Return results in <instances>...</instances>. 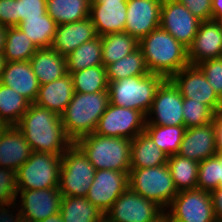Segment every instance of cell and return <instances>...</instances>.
<instances>
[{
  "label": "cell",
  "mask_w": 222,
  "mask_h": 222,
  "mask_svg": "<svg viewBox=\"0 0 222 222\" xmlns=\"http://www.w3.org/2000/svg\"><path fill=\"white\" fill-rule=\"evenodd\" d=\"M40 85L50 83L66 75V57L51 48L38 49L29 60Z\"/></svg>",
  "instance_id": "d4e9b609"
},
{
  "label": "cell",
  "mask_w": 222,
  "mask_h": 222,
  "mask_svg": "<svg viewBox=\"0 0 222 222\" xmlns=\"http://www.w3.org/2000/svg\"><path fill=\"white\" fill-rule=\"evenodd\" d=\"M220 22V25L222 27V18L218 20Z\"/></svg>",
  "instance_id": "91938a15"
},
{
  "label": "cell",
  "mask_w": 222,
  "mask_h": 222,
  "mask_svg": "<svg viewBox=\"0 0 222 222\" xmlns=\"http://www.w3.org/2000/svg\"><path fill=\"white\" fill-rule=\"evenodd\" d=\"M102 64L104 67L129 55L138 48L139 42L127 32L109 33L101 36Z\"/></svg>",
  "instance_id": "f546056e"
},
{
  "label": "cell",
  "mask_w": 222,
  "mask_h": 222,
  "mask_svg": "<svg viewBox=\"0 0 222 222\" xmlns=\"http://www.w3.org/2000/svg\"><path fill=\"white\" fill-rule=\"evenodd\" d=\"M110 103L109 92L78 93L72 97L61 115L66 135L73 143L95 132L99 119Z\"/></svg>",
  "instance_id": "3957f363"
},
{
  "label": "cell",
  "mask_w": 222,
  "mask_h": 222,
  "mask_svg": "<svg viewBox=\"0 0 222 222\" xmlns=\"http://www.w3.org/2000/svg\"><path fill=\"white\" fill-rule=\"evenodd\" d=\"M17 222H34V221L31 220L30 218H26V217L20 215Z\"/></svg>",
  "instance_id": "9f6ffc18"
},
{
  "label": "cell",
  "mask_w": 222,
  "mask_h": 222,
  "mask_svg": "<svg viewBox=\"0 0 222 222\" xmlns=\"http://www.w3.org/2000/svg\"><path fill=\"white\" fill-rule=\"evenodd\" d=\"M108 81H117L122 78L142 76L150 73L147 69L142 50L138 47L129 55L107 65Z\"/></svg>",
  "instance_id": "d590c367"
},
{
  "label": "cell",
  "mask_w": 222,
  "mask_h": 222,
  "mask_svg": "<svg viewBox=\"0 0 222 222\" xmlns=\"http://www.w3.org/2000/svg\"><path fill=\"white\" fill-rule=\"evenodd\" d=\"M145 125L146 115L141 111L109 103L94 133L132 140L144 132Z\"/></svg>",
  "instance_id": "30bf717a"
},
{
  "label": "cell",
  "mask_w": 222,
  "mask_h": 222,
  "mask_svg": "<svg viewBox=\"0 0 222 222\" xmlns=\"http://www.w3.org/2000/svg\"><path fill=\"white\" fill-rule=\"evenodd\" d=\"M200 21L212 19V0H177Z\"/></svg>",
  "instance_id": "7bdbcfd3"
},
{
  "label": "cell",
  "mask_w": 222,
  "mask_h": 222,
  "mask_svg": "<svg viewBox=\"0 0 222 222\" xmlns=\"http://www.w3.org/2000/svg\"><path fill=\"white\" fill-rule=\"evenodd\" d=\"M163 0H128L125 30L138 42L160 26Z\"/></svg>",
  "instance_id": "e0dca14e"
},
{
  "label": "cell",
  "mask_w": 222,
  "mask_h": 222,
  "mask_svg": "<svg viewBox=\"0 0 222 222\" xmlns=\"http://www.w3.org/2000/svg\"><path fill=\"white\" fill-rule=\"evenodd\" d=\"M197 66L201 69L217 96L222 100V57L205 60Z\"/></svg>",
  "instance_id": "ab89813d"
},
{
  "label": "cell",
  "mask_w": 222,
  "mask_h": 222,
  "mask_svg": "<svg viewBox=\"0 0 222 222\" xmlns=\"http://www.w3.org/2000/svg\"><path fill=\"white\" fill-rule=\"evenodd\" d=\"M170 80L178 88L183 98H190L208 105L216 114L222 111V100L197 65L185 66Z\"/></svg>",
  "instance_id": "4fadbf2b"
},
{
  "label": "cell",
  "mask_w": 222,
  "mask_h": 222,
  "mask_svg": "<svg viewBox=\"0 0 222 222\" xmlns=\"http://www.w3.org/2000/svg\"><path fill=\"white\" fill-rule=\"evenodd\" d=\"M5 126L3 124H0V133L2 131V129L4 128Z\"/></svg>",
  "instance_id": "680465c9"
},
{
  "label": "cell",
  "mask_w": 222,
  "mask_h": 222,
  "mask_svg": "<svg viewBox=\"0 0 222 222\" xmlns=\"http://www.w3.org/2000/svg\"><path fill=\"white\" fill-rule=\"evenodd\" d=\"M17 193L16 171L0 167V204L16 201Z\"/></svg>",
  "instance_id": "60d3db41"
},
{
  "label": "cell",
  "mask_w": 222,
  "mask_h": 222,
  "mask_svg": "<svg viewBox=\"0 0 222 222\" xmlns=\"http://www.w3.org/2000/svg\"><path fill=\"white\" fill-rule=\"evenodd\" d=\"M0 24L17 27V0H0Z\"/></svg>",
  "instance_id": "ee69618b"
},
{
  "label": "cell",
  "mask_w": 222,
  "mask_h": 222,
  "mask_svg": "<svg viewBox=\"0 0 222 222\" xmlns=\"http://www.w3.org/2000/svg\"><path fill=\"white\" fill-rule=\"evenodd\" d=\"M165 211L170 222H217L210 192L199 188L179 191Z\"/></svg>",
  "instance_id": "9c48e42d"
},
{
  "label": "cell",
  "mask_w": 222,
  "mask_h": 222,
  "mask_svg": "<svg viewBox=\"0 0 222 222\" xmlns=\"http://www.w3.org/2000/svg\"><path fill=\"white\" fill-rule=\"evenodd\" d=\"M40 222H64L60 213L51 215Z\"/></svg>",
  "instance_id": "f907efd6"
},
{
  "label": "cell",
  "mask_w": 222,
  "mask_h": 222,
  "mask_svg": "<svg viewBox=\"0 0 222 222\" xmlns=\"http://www.w3.org/2000/svg\"><path fill=\"white\" fill-rule=\"evenodd\" d=\"M220 187V159L217 155L199 162L197 188L211 192Z\"/></svg>",
  "instance_id": "f35d334b"
},
{
  "label": "cell",
  "mask_w": 222,
  "mask_h": 222,
  "mask_svg": "<svg viewBox=\"0 0 222 222\" xmlns=\"http://www.w3.org/2000/svg\"><path fill=\"white\" fill-rule=\"evenodd\" d=\"M16 127L32 151L63 154L73 144L66 135L61 116L35 103H30Z\"/></svg>",
  "instance_id": "6da1fadb"
},
{
  "label": "cell",
  "mask_w": 222,
  "mask_h": 222,
  "mask_svg": "<svg viewBox=\"0 0 222 222\" xmlns=\"http://www.w3.org/2000/svg\"><path fill=\"white\" fill-rule=\"evenodd\" d=\"M147 69L170 79L189 65L188 48L160 26L139 41Z\"/></svg>",
  "instance_id": "7a4b0ae2"
},
{
  "label": "cell",
  "mask_w": 222,
  "mask_h": 222,
  "mask_svg": "<svg viewBox=\"0 0 222 222\" xmlns=\"http://www.w3.org/2000/svg\"><path fill=\"white\" fill-rule=\"evenodd\" d=\"M32 149L16 126H5L0 133V167L17 171L29 158Z\"/></svg>",
  "instance_id": "ffe728a7"
},
{
  "label": "cell",
  "mask_w": 222,
  "mask_h": 222,
  "mask_svg": "<svg viewBox=\"0 0 222 222\" xmlns=\"http://www.w3.org/2000/svg\"><path fill=\"white\" fill-rule=\"evenodd\" d=\"M146 124L184 125L183 97L170 79H165L158 87L152 106L146 115Z\"/></svg>",
  "instance_id": "7c38bea8"
},
{
  "label": "cell",
  "mask_w": 222,
  "mask_h": 222,
  "mask_svg": "<svg viewBox=\"0 0 222 222\" xmlns=\"http://www.w3.org/2000/svg\"><path fill=\"white\" fill-rule=\"evenodd\" d=\"M128 0H91L90 3H102V2H127Z\"/></svg>",
  "instance_id": "db71d44e"
},
{
  "label": "cell",
  "mask_w": 222,
  "mask_h": 222,
  "mask_svg": "<svg viewBox=\"0 0 222 222\" xmlns=\"http://www.w3.org/2000/svg\"><path fill=\"white\" fill-rule=\"evenodd\" d=\"M129 187V172L96 170L86 199L104 215Z\"/></svg>",
  "instance_id": "5bb4252c"
},
{
  "label": "cell",
  "mask_w": 222,
  "mask_h": 222,
  "mask_svg": "<svg viewBox=\"0 0 222 222\" xmlns=\"http://www.w3.org/2000/svg\"><path fill=\"white\" fill-rule=\"evenodd\" d=\"M98 222H109L108 219L104 216Z\"/></svg>",
  "instance_id": "6f0895ef"
},
{
  "label": "cell",
  "mask_w": 222,
  "mask_h": 222,
  "mask_svg": "<svg viewBox=\"0 0 222 222\" xmlns=\"http://www.w3.org/2000/svg\"><path fill=\"white\" fill-rule=\"evenodd\" d=\"M132 140L102 136L96 133L77 139L74 144L83 152L96 170L130 172Z\"/></svg>",
  "instance_id": "277c9868"
},
{
  "label": "cell",
  "mask_w": 222,
  "mask_h": 222,
  "mask_svg": "<svg viewBox=\"0 0 222 222\" xmlns=\"http://www.w3.org/2000/svg\"><path fill=\"white\" fill-rule=\"evenodd\" d=\"M20 215L17 201L0 204V222H17Z\"/></svg>",
  "instance_id": "f6af8a7d"
},
{
  "label": "cell",
  "mask_w": 222,
  "mask_h": 222,
  "mask_svg": "<svg viewBox=\"0 0 222 222\" xmlns=\"http://www.w3.org/2000/svg\"><path fill=\"white\" fill-rule=\"evenodd\" d=\"M216 138L218 150H222V111L216 114L215 119Z\"/></svg>",
  "instance_id": "7dc6e473"
},
{
  "label": "cell",
  "mask_w": 222,
  "mask_h": 222,
  "mask_svg": "<svg viewBox=\"0 0 222 222\" xmlns=\"http://www.w3.org/2000/svg\"><path fill=\"white\" fill-rule=\"evenodd\" d=\"M165 210L128 187L104 215L109 222H151Z\"/></svg>",
  "instance_id": "8fae6325"
},
{
  "label": "cell",
  "mask_w": 222,
  "mask_h": 222,
  "mask_svg": "<svg viewBox=\"0 0 222 222\" xmlns=\"http://www.w3.org/2000/svg\"><path fill=\"white\" fill-rule=\"evenodd\" d=\"M96 169L73 143L61 156L59 189L62 196L86 197Z\"/></svg>",
  "instance_id": "ba28073f"
},
{
  "label": "cell",
  "mask_w": 222,
  "mask_h": 222,
  "mask_svg": "<svg viewBox=\"0 0 222 222\" xmlns=\"http://www.w3.org/2000/svg\"><path fill=\"white\" fill-rule=\"evenodd\" d=\"M61 156L32 151L30 158L16 171L18 190L59 187Z\"/></svg>",
  "instance_id": "52a82bcc"
},
{
  "label": "cell",
  "mask_w": 222,
  "mask_h": 222,
  "mask_svg": "<svg viewBox=\"0 0 222 222\" xmlns=\"http://www.w3.org/2000/svg\"><path fill=\"white\" fill-rule=\"evenodd\" d=\"M47 14V0H17V25L25 18Z\"/></svg>",
  "instance_id": "b9f144b4"
},
{
  "label": "cell",
  "mask_w": 222,
  "mask_h": 222,
  "mask_svg": "<svg viewBox=\"0 0 222 222\" xmlns=\"http://www.w3.org/2000/svg\"><path fill=\"white\" fill-rule=\"evenodd\" d=\"M185 131L186 127L184 125L160 126L146 124L144 129V132L168 157L178 153Z\"/></svg>",
  "instance_id": "836d02e7"
},
{
  "label": "cell",
  "mask_w": 222,
  "mask_h": 222,
  "mask_svg": "<svg viewBox=\"0 0 222 222\" xmlns=\"http://www.w3.org/2000/svg\"><path fill=\"white\" fill-rule=\"evenodd\" d=\"M0 83L11 87L30 103L36 101L40 84L29 61L5 62Z\"/></svg>",
  "instance_id": "7402d4cb"
},
{
  "label": "cell",
  "mask_w": 222,
  "mask_h": 222,
  "mask_svg": "<svg viewBox=\"0 0 222 222\" xmlns=\"http://www.w3.org/2000/svg\"><path fill=\"white\" fill-rule=\"evenodd\" d=\"M37 50V46L18 27H7L3 52L5 62L29 61Z\"/></svg>",
  "instance_id": "e575fe53"
},
{
  "label": "cell",
  "mask_w": 222,
  "mask_h": 222,
  "mask_svg": "<svg viewBox=\"0 0 222 222\" xmlns=\"http://www.w3.org/2000/svg\"><path fill=\"white\" fill-rule=\"evenodd\" d=\"M218 152L215 122L186 129L178 155L201 162Z\"/></svg>",
  "instance_id": "d6986e66"
},
{
  "label": "cell",
  "mask_w": 222,
  "mask_h": 222,
  "mask_svg": "<svg viewBox=\"0 0 222 222\" xmlns=\"http://www.w3.org/2000/svg\"><path fill=\"white\" fill-rule=\"evenodd\" d=\"M214 216L217 222H222V189L218 188L210 192Z\"/></svg>",
  "instance_id": "bcb514c9"
},
{
  "label": "cell",
  "mask_w": 222,
  "mask_h": 222,
  "mask_svg": "<svg viewBox=\"0 0 222 222\" xmlns=\"http://www.w3.org/2000/svg\"><path fill=\"white\" fill-rule=\"evenodd\" d=\"M164 80L165 78L159 74L148 73L142 76L108 81L110 103L135 109L147 115L156 91Z\"/></svg>",
  "instance_id": "5b68a950"
},
{
  "label": "cell",
  "mask_w": 222,
  "mask_h": 222,
  "mask_svg": "<svg viewBox=\"0 0 222 222\" xmlns=\"http://www.w3.org/2000/svg\"><path fill=\"white\" fill-rule=\"evenodd\" d=\"M215 116L216 113L208 105L183 98V118L186 129L213 122Z\"/></svg>",
  "instance_id": "74e56055"
},
{
  "label": "cell",
  "mask_w": 222,
  "mask_h": 222,
  "mask_svg": "<svg viewBox=\"0 0 222 222\" xmlns=\"http://www.w3.org/2000/svg\"><path fill=\"white\" fill-rule=\"evenodd\" d=\"M7 27L0 24V54L3 55L6 43Z\"/></svg>",
  "instance_id": "681fc988"
},
{
  "label": "cell",
  "mask_w": 222,
  "mask_h": 222,
  "mask_svg": "<svg viewBox=\"0 0 222 222\" xmlns=\"http://www.w3.org/2000/svg\"><path fill=\"white\" fill-rule=\"evenodd\" d=\"M66 62L68 73L82 71L92 66L103 65L101 36L77 47L66 56Z\"/></svg>",
  "instance_id": "d6a6232c"
},
{
  "label": "cell",
  "mask_w": 222,
  "mask_h": 222,
  "mask_svg": "<svg viewBox=\"0 0 222 222\" xmlns=\"http://www.w3.org/2000/svg\"><path fill=\"white\" fill-rule=\"evenodd\" d=\"M91 0H47V14L58 24L73 23L89 17Z\"/></svg>",
  "instance_id": "83f0119b"
},
{
  "label": "cell",
  "mask_w": 222,
  "mask_h": 222,
  "mask_svg": "<svg viewBox=\"0 0 222 222\" xmlns=\"http://www.w3.org/2000/svg\"><path fill=\"white\" fill-rule=\"evenodd\" d=\"M4 65H5V59L3 55L0 54V80H1L3 69H4Z\"/></svg>",
  "instance_id": "11a10c76"
},
{
  "label": "cell",
  "mask_w": 222,
  "mask_h": 222,
  "mask_svg": "<svg viewBox=\"0 0 222 222\" xmlns=\"http://www.w3.org/2000/svg\"><path fill=\"white\" fill-rule=\"evenodd\" d=\"M167 164L178 192L197 188L199 162L174 154Z\"/></svg>",
  "instance_id": "1f68e13d"
},
{
  "label": "cell",
  "mask_w": 222,
  "mask_h": 222,
  "mask_svg": "<svg viewBox=\"0 0 222 222\" xmlns=\"http://www.w3.org/2000/svg\"><path fill=\"white\" fill-rule=\"evenodd\" d=\"M75 92L95 93L108 91L106 68L103 65L88 67L82 71L70 73Z\"/></svg>",
  "instance_id": "8d00e7d4"
},
{
  "label": "cell",
  "mask_w": 222,
  "mask_h": 222,
  "mask_svg": "<svg viewBox=\"0 0 222 222\" xmlns=\"http://www.w3.org/2000/svg\"><path fill=\"white\" fill-rule=\"evenodd\" d=\"M61 192L59 187L38 190H18L16 201L22 216L34 222L60 212Z\"/></svg>",
  "instance_id": "2e32d148"
},
{
  "label": "cell",
  "mask_w": 222,
  "mask_h": 222,
  "mask_svg": "<svg viewBox=\"0 0 222 222\" xmlns=\"http://www.w3.org/2000/svg\"><path fill=\"white\" fill-rule=\"evenodd\" d=\"M220 159V189H222V150H218L216 154Z\"/></svg>",
  "instance_id": "f5cc1de1"
},
{
  "label": "cell",
  "mask_w": 222,
  "mask_h": 222,
  "mask_svg": "<svg viewBox=\"0 0 222 222\" xmlns=\"http://www.w3.org/2000/svg\"><path fill=\"white\" fill-rule=\"evenodd\" d=\"M200 20L177 0H163L160 27L185 47H189L197 34Z\"/></svg>",
  "instance_id": "9a60e30c"
},
{
  "label": "cell",
  "mask_w": 222,
  "mask_h": 222,
  "mask_svg": "<svg viewBox=\"0 0 222 222\" xmlns=\"http://www.w3.org/2000/svg\"><path fill=\"white\" fill-rule=\"evenodd\" d=\"M30 102L11 87L0 83V124L16 126Z\"/></svg>",
  "instance_id": "4dcf8cb0"
},
{
  "label": "cell",
  "mask_w": 222,
  "mask_h": 222,
  "mask_svg": "<svg viewBox=\"0 0 222 222\" xmlns=\"http://www.w3.org/2000/svg\"><path fill=\"white\" fill-rule=\"evenodd\" d=\"M151 222H170L169 216L166 211H164L158 218Z\"/></svg>",
  "instance_id": "816d5d0a"
},
{
  "label": "cell",
  "mask_w": 222,
  "mask_h": 222,
  "mask_svg": "<svg viewBox=\"0 0 222 222\" xmlns=\"http://www.w3.org/2000/svg\"><path fill=\"white\" fill-rule=\"evenodd\" d=\"M127 2L90 3L89 18L98 36L124 32Z\"/></svg>",
  "instance_id": "603a6c76"
},
{
  "label": "cell",
  "mask_w": 222,
  "mask_h": 222,
  "mask_svg": "<svg viewBox=\"0 0 222 222\" xmlns=\"http://www.w3.org/2000/svg\"><path fill=\"white\" fill-rule=\"evenodd\" d=\"M222 18V0H212V19L219 20Z\"/></svg>",
  "instance_id": "c3c4849f"
},
{
  "label": "cell",
  "mask_w": 222,
  "mask_h": 222,
  "mask_svg": "<svg viewBox=\"0 0 222 222\" xmlns=\"http://www.w3.org/2000/svg\"><path fill=\"white\" fill-rule=\"evenodd\" d=\"M129 187L166 210L178 194L168 164L149 168H130Z\"/></svg>",
  "instance_id": "8992f818"
},
{
  "label": "cell",
  "mask_w": 222,
  "mask_h": 222,
  "mask_svg": "<svg viewBox=\"0 0 222 222\" xmlns=\"http://www.w3.org/2000/svg\"><path fill=\"white\" fill-rule=\"evenodd\" d=\"M96 37H98L96 28L88 17L78 22L57 25L52 48L66 57L77 47Z\"/></svg>",
  "instance_id": "44dd1931"
},
{
  "label": "cell",
  "mask_w": 222,
  "mask_h": 222,
  "mask_svg": "<svg viewBox=\"0 0 222 222\" xmlns=\"http://www.w3.org/2000/svg\"><path fill=\"white\" fill-rule=\"evenodd\" d=\"M222 57V27L218 20L201 21L197 34L188 47V61L197 65L205 60Z\"/></svg>",
  "instance_id": "ac0fdd59"
},
{
  "label": "cell",
  "mask_w": 222,
  "mask_h": 222,
  "mask_svg": "<svg viewBox=\"0 0 222 222\" xmlns=\"http://www.w3.org/2000/svg\"><path fill=\"white\" fill-rule=\"evenodd\" d=\"M60 215L64 222H98L104 214L86 197L62 196Z\"/></svg>",
  "instance_id": "f1b7e54d"
},
{
  "label": "cell",
  "mask_w": 222,
  "mask_h": 222,
  "mask_svg": "<svg viewBox=\"0 0 222 222\" xmlns=\"http://www.w3.org/2000/svg\"><path fill=\"white\" fill-rule=\"evenodd\" d=\"M130 168H149L167 164L168 156L142 132L132 139Z\"/></svg>",
  "instance_id": "484cf974"
},
{
  "label": "cell",
  "mask_w": 222,
  "mask_h": 222,
  "mask_svg": "<svg viewBox=\"0 0 222 222\" xmlns=\"http://www.w3.org/2000/svg\"><path fill=\"white\" fill-rule=\"evenodd\" d=\"M57 25L48 14H45L40 17L25 18L17 27L27 35L38 49H41L52 47Z\"/></svg>",
  "instance_id": "4316f807"
},
{
  "label": "cell",
  "mask_w": 222,
  "mask_h": 222,
  "mask_svg": "<svg viewBox=\"0 0 222 222\" xmlns=\"http://www.w3.org/2000/svg\"><path fill=\"white\" fill-rule=\"evenodd\" d=\"M75 94L70 73L50 83L40 85L34 102L36 105L47 108L61 116Z\"/></svg>",
  "instance_id": "cb8c5ba5"
}]
</instances>
